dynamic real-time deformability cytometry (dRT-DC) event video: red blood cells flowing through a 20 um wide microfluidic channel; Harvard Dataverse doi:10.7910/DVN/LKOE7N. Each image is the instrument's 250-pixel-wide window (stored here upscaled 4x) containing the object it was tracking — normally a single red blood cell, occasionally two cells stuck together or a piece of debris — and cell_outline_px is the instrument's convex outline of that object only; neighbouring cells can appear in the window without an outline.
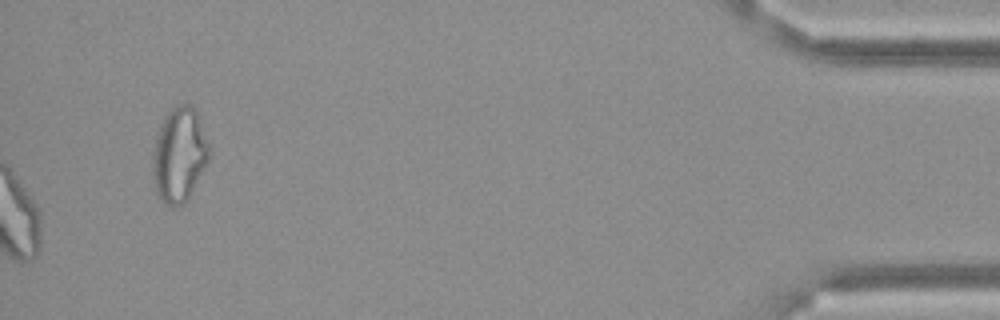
{"species": "Egyptian fruit bat (a non-hibernating species)", "species_latin": "Rousettus aegyptiacus", "temperature_condition": "cold", "stored_images_in_passage": 47, "camera_frame_rate_fps": 3000, "um_per_image_px": 0.085, "frame": {"image": 1, "passage_image": 47, "time_ms": 15.333, "image_size_px": [1000, 320], "cell_outline_px": [[212, 152], [188, 200], [184, 204], [172, 208], [164, 204], [160, 200], [156, 192], [152, 156], [156, 136], [168, 112], [176, 104], [188, 104], [196, 112], [200, 120], [212, 148]], "centroid_in_image_um": [15.27, 13.2], "position_along_channel_um": 419.9, "area_um2": 31.21}, "authors_computed_cell_mechanics": {"area_um2": 27.0504, "velocity_mm_per_s": 3.4868, "shape_relaxation_time_tau1_ms": null, "shape_relaxation_time_tau2_ms": 2.9317, "deformation_change_tau1": null, "deformation_change_tau2": 0.0951}}